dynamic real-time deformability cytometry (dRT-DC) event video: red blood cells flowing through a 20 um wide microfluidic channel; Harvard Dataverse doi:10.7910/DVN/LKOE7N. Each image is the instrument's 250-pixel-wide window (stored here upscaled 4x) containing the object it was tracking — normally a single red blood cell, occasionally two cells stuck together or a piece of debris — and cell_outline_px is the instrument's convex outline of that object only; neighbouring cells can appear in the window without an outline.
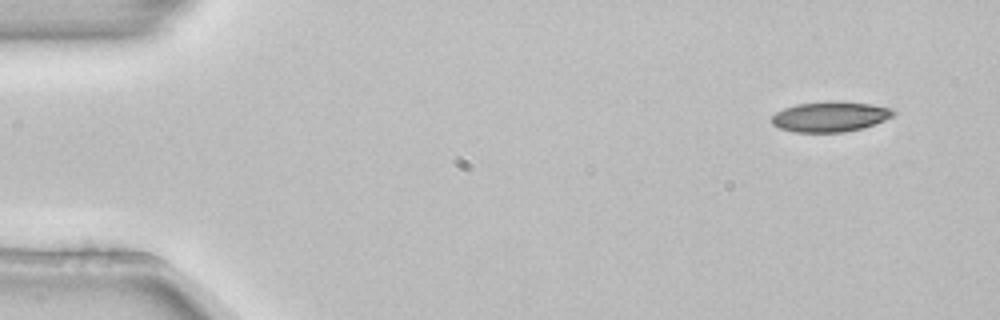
{"species": "common noctule bat (a hibernating species)", "species_latin": "Nyctalus noctula", "temperature_condition": "room temperature", "stored_images_in_passage": 5, "camera_frame_rate_fps": 3000, "um_per_image_px": 0.085, "animal": {"sex": "female", "body_mass_g": 22.7, "forearm_length_mm": 54.2}, "frame": {"image": 1, "passage_image": 1, "time_ms": 0.0, "image_size_px": [1000, 320], "cell_outline_px": [[896, 112], [892, 116], [884, 120], [864, 128], [844, 132], [792, 132], [780, 128], [772, 124], [772, 116], [776, 112], [784, 108], [796, 104], [868, 104], [892, 108]], "centroid_in_image_um": [70.54, 9.97], "position_along_channel_um": 14.5, "area_um2": 20.46}}
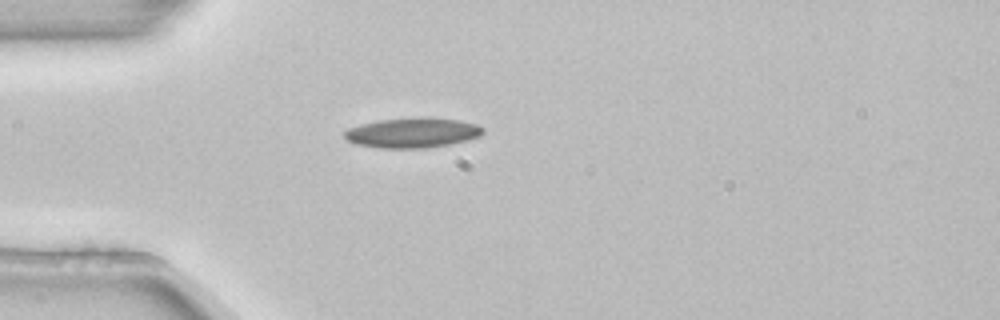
{"frame": {"image": 2, "passage_image": 4, "time_ms": 1.0, "image_size_px": [1000, 320], "cell_outline_px": [[484, 132], [480, 136], [448, 144], [424, 148], [380, 148], [356, 144], [348, 140], [344, 136], [344, 132], [348, 128], [360, 124], [380, 120], [420, 116], [428, 116], [460, 120], [476, 124], [484, 128]], "centroid_in_image_um": [35.06, 11.26], "position_along_channel_um": 49.9, "area_um2": 24.33}}